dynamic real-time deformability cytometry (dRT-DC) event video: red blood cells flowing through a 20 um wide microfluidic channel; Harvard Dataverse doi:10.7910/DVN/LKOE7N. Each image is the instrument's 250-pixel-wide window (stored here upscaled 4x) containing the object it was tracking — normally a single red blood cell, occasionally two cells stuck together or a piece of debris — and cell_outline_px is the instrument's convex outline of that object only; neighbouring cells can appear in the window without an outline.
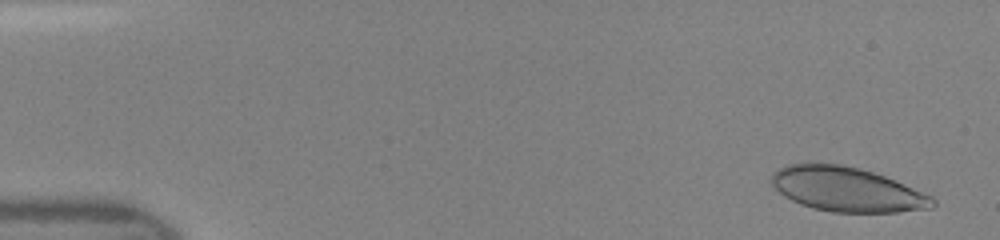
{"species": "human", "species_latin": "Homo sapiens", "temperature_condition": "room temperature", "stored_images_in_passage": 39, "camera_frame_rate_fps": 3000, "um_per_image_px": 0.085, "donor": {"sex": "female"}, "frame": {"image": 1, "passage_image": 2, "time_ms": 0.333, "image_size_px": [1000, 240], "cell_outline_px": [[936, 204], [932, 208], [896, 212], [832, 212], [812, 208], [800, 204], [784, 196], [772, 184], [772, 172], [788, 164], [812, 160], [844, 164], [860, 168], [884, 176], [904, 184], [932, 196], [936, 200]], "centroid_in_image_um": [71.95, 16.06], "position_along_channel_um": 13.1, "area_um2": 42.25}}
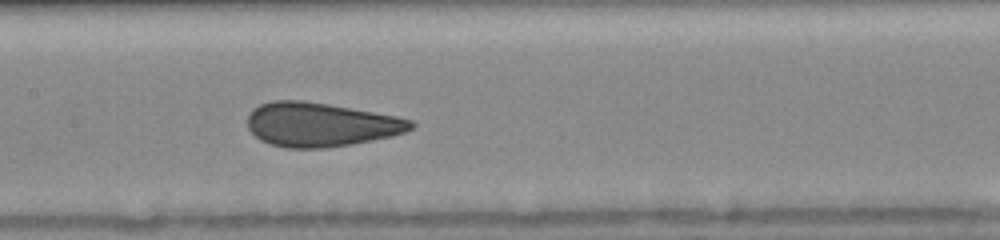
{"frame": {"image": 2, "passage_image": 23, "time_ms": 7.333, "image_size_px": [1000, 240], "cell_outline_px": [[416, 124], [412, 128], [404, 132], [392, 136], [352, 144], [324, 148], [288, 148], [272, 144], [260, 140], [248, 128], [248, 116], [252, 108], [260, 104], [272, 100], [304, 100], [328, 104], [396, 116], [412, 120]], "centroid_in_image_um": [27.23, 10.58], "position_along_channel_um": 180.2, "area_um2": 41.85}}
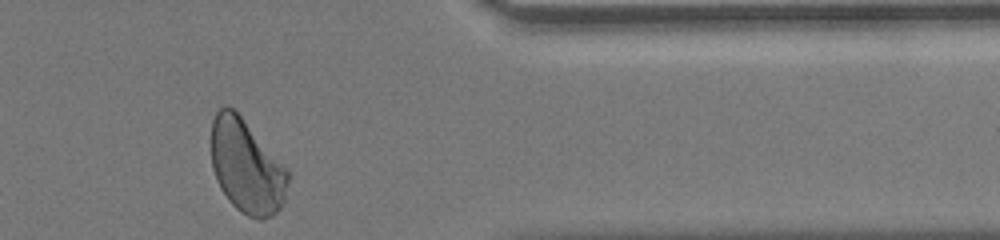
{"frame": {"image": 3, "passage_image": 39, "time_ms": 12.667, "image_size_px": [1000, 240], "cell_outline_px": [[288, 180], [284, 200], [280, 208], [272, 216], [260, 220], [248, 216], [240, 212], [228, 200], [220, 188], [216, 180], [212, 168], [212, 120], [216, 112], [220, 108], [232, 108], [240, 116], [288, 168]], "centroid_in_image_um": [20.96, 14.19], "position_along_channel_um": 390.4, "area_um2": 41.62}}